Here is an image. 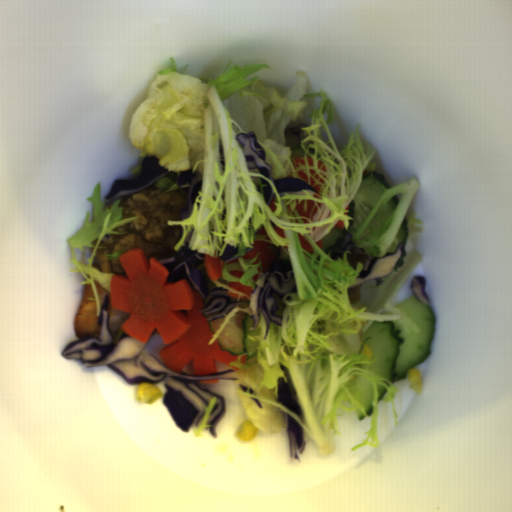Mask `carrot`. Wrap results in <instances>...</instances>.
<instances>
[{
  "mask_svg": "<svg viewBox=\"0 0 512 512\" xmlns=\"http://www.w3.org/2000/svg\"><path fill=\"white\" fill-rule=\"evenodd\" d=\"M119 259L127 277L110 276L111 308L129 313L120 329L146 343L157 334L167 368L181 373L191 359L193 375L218 373L217 363L231 365L239 354L222 350L218 340L208 345L213 332L199 310L204 298L187 279L168 282L169 272L142 248H130Z\"/></svg>",
  "mask_w": 512,
  "mask_h": 512,
  "instance_id": "b8716197",
  "label": "carrot"
},
{
  "mask_svg": "<svg viewBox=\"0 0 512 512\" xmlns=\"http://www.w3.org/2000/svg\"><path fill=\"white\" fill-rule=\"evenodd\" d=\"M257 253H259V256L253 263H261L257 268L258 272L265 273L275 261H279L280 249L275 245L259 240L254 241L253 250L243 255L242 258L250 260L255 258Z\"/></svg>",
  "mask_w": 512,
  "mask_h": 512,
  "instance_id": "cead05ca",
  "label": "carrot"
},
{
  "mask_svg": "<svg viewBox=\"0 0 512 512\" xmlns=\"http://www.w3.org/2000/svg\"><path fill=\"white\" fill-rule=\"evenodd\" d=\"M224 266L225 261L221 258L210 257L205 254L203 267L211 281L216 282L221 277Z\"/></svg>",
  "mask_w": 512,
  "mask_h": 512,
  "instance_id": "1c9b5961",
  "label": "carrot"
},
{
  "mask_svg": "<svg viewBox=\"0 0 512 512\" xmlns=\"http://www.w3.org/2000/svg\"><path fill=\"white\" fill-rule=\"evenodd\" d=\"M304 202L305 200H302L299 203V201L296 199V206L294 209L299 216L312 219L313 216L316 214L318 207L313 200H307V209L305 210Z\"/></svg>",
  "mask_w": 512,
  "mask_h": 512,
  "instance_id": "07d2c1c8",
  "label": "carrot"
},
{
  "mask_svg": "<svg viewBox=\"0 0 512 512\" xmlns=\"http://www.w3.org/2000/svg\"><path fill=\"white\" fill-rule=\"evenodd\" d=\"M228 286H229V288L234 289V290H236L238 292H241L243 294H246L249 297H251V294L254 291L252 289V287H248V286L243 285V284H241V283H239L237 281L236 282H228Z\"/></svg>",
  "mask_w": 512,
  "mask_h": 512,
  "instance_id": "79d8ee17",
  "label": "carrot"
},
{
  "mask_svg": "<svg viewBox=\"0 0 512 512\" xmlns=\"http://www.w3.org/2000/svg\"><path fill=\"white\" fill-rule=\"evenodd\" d=\"M298 240H299V243H300V246L302 249H304L309 254H313L314 251H313L309 241L300 233H298Z\"/></svg>",
  "mask_w": 512,
  "mask_h": 512,
  "instance_id": "46ec933d",
  "label": "carrot"
},
{
  "mask_svg": "<svg viewBox=\"0 0 512 512\" xmlns=\"http://www.w3.org/2000/svg\"><path fill=\"white\" fill-rule=\"evenodd\" d=\"M292 163H293V166L295 169L298 168L299 164H301V165L306 164L304 156L303 157H293Z\"/></svg>",
  "mask_w": 512,
  "mask_h": 512,
  "instance_id": "abdcd85c",
  "label": "carrot"
},
{
  "mask_svg": "<svg viewBox=\"0 0 512 512\" xmlns=\"http://www.w3.org/2000/svg\"><path fill=\"white\" fill-rule=\"evenodd\" d=\"M311 187L315 189V194H320V187L316 184V181L313 177H310V184Z\"/></svg>",
  "mask_w": 512,
  "mask_h": 512,
  "instance_id": "7f4f0e56",
  "label": "carrot"
},
{
  "mask_svg": "<svg viewBox=\"0 0 512 512\" xmlns=\"http://www.w3.org/2000/svg\"><path fill=\"white\" fill-rule=\"evenodd\" d=\"M230 275H232L233 277L237 278V279H240L242 276H243V273L244 271H241V270H231L229 271Z\"/></svg>",
  "mask_w": 512,
  "mask_h": 512,
  "instance_id": "942b0fe3",
  "label": "carrot"
},
{
  "mask_svg": "<svg viewBox=\"0 0 512 512\" xmlns=\"http://www.w3.org/2000/svg\"><path fill=\"white\" fill-rule=\"evenodd\" d=\"M273 229H274L275 233H276L280 238H283V239H284V238H286V237H285V235H284L283 229H281V228H280V227H278L277 225H276V227H275V228H273Z\"/></svg>",
  "mask_w": 512,
  "mask_h": 512,
  "instance_id": "e1d6ba96",
  "label": "carrot"
},
{
  "mask_svg": "<svg viewBox=\"0 0 512 512\" xmlns=\"http://www.w3.org/2000/svg\"><path fill=\"white\" fill-rule=\"evenodd\" d=\"M297 174L301 178V180L308 183V175L304 171L300 170L297 172Z\"/></svg>",
  "mask_w": 512,
  "mask_h": 512,
  "instance_id": "ad0e68b4",
  "label": "carrot"
},
{
  "mask_svg": "<svg viewBox=\"0 0 512 512\" xmlns=\"http://www.w3.org/2000/svg\"><path fill=\"white\" fill-rule=\"evenodd\" d=\"M219 381V379H210V380H203V381H200V382H197L199 384H217Z\"/></svg>",
  "mask_w": 512,
  "mask_h": 512,
  "instance_id": "22903bb0",
  "label": "carrot"
},
{
  "mask_svg": "<svg viewBox=\"0 0 512 512\" xmlns=\"http://www.w3.org/2000/svg\"><path fill=\"white\" fill-rule=\"evenodd\" d=\"M334 227H337V228H339V229H342V230H343V229H344V227H345V223H344V221L339 220V221H337V222H336V224H335V226H334Z\"/></svg>",
  "mask_w": 512,
  "mask_h": 512,
  "instance_id": "e3c8d2d2",
  "label": "carrot"
},
{
  "mask_svg": "<svg viewBox=\"0 0 512 512\" xmlns=\"http://www.w3.org/2000/svg\"><path fill=\"white\" fill-rule=\"evenodd\" d=\"M268 207H269V209H270V211H271V212L276 211V209H277V208H276V206H275V200H274L273 198H272V202H271V204H270V205H268Z\"/></svg>",
  "mask_w": 512,
  "mask_h": 512,
  "instance_id": "4e7dbe19",
  "label": "carrot"
},
{
  "mask_svg": "<svg viewBox=\"0 0 512 512\" xmlns=\"http://www.w3.org/2000/svg\"><path fill=\"white\" fill-rule=\"evenodd\" d=\"M227 296L232 298V299H236L237 300L239 295H238V293L229 292V293H227Z\"/></svg>",
  "mask_w": 512,
  "mask_h": 512,
  "instance_id": "92177dfe",
  "label": "carrot"
},
{
  "mask_svg": "<svg viewBox=\"0 0 512 512\" xmlns=\"http://www.w3.org/2000/svg\"><path fill=\"white\" fill-rule=\"evenodd\" d=\"M307 163H308V165H309V166L314 165V163H313V158H311V157H307Z\"/></svg>",
  "mask_w": 512,
  "mask_h": 512,
  "instance_id": "32967c21",
  "label": "carrot"
},
{
  "mask_svg": "<svg viewBox=\"0 0 512 512\" xmlns=\"http://www.w3.org/2000/svg\"><path fill=\"white\" fill-rule=\"evenodd\" d=\"M317 245L318 248H323V242H322V239L320 241H318L317 243H315Z\"/></svg>",
  "mask_w": 512,
  "mask_h": 512,
  "instance_id": "4f5e34d2",
  "label": "carrot"
},
{
  "mask_svg": "<svg viewBox=\"0 0 512 512\" xmlns=\"http://www.w3.org/2000/svg\"><path fill=\"white\" fill-rule=\"evenodd\" d=\"M322 164H323V161H320V160H319V161L317 162V168L319 169V168L322 166Z\"/></svg>",
  "mask_w": 512,
  "mask_h": 512,
  "instance_id": "ddf8f673",
  "label": "carrot"
}]
</instances>
